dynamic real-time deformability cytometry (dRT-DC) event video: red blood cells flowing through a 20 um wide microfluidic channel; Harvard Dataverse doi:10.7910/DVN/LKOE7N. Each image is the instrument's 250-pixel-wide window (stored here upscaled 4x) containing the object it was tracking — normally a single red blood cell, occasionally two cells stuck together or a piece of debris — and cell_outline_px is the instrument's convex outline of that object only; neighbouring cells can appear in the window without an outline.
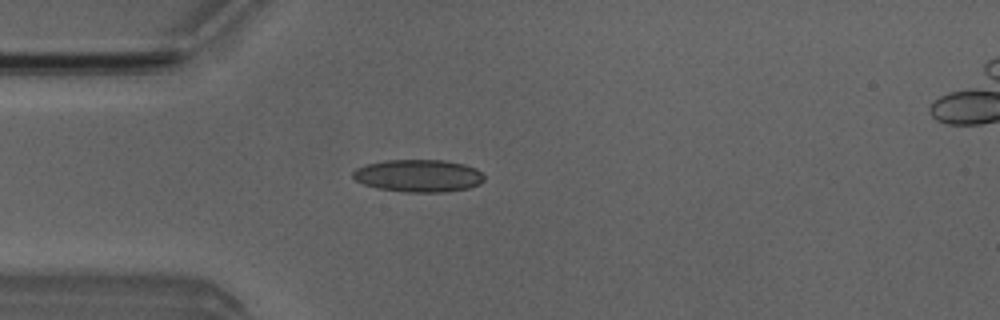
{"species": "Egyptian fruit bat (a non-hibernating species)", "species_latin": "Rousettus aegyptiacus", "temperature_condition": "room temperature", "stored_images_in_passage": 3, "camera_frame_rate_fps": 3000, "um_per_image_px": 0.085, "animal": {"sex": "male"}, "frame": {"image": 1, "passage_image": 3, "time_ms": 3.0, "image_size_px": [1000, 320], "cell_outline_px": [[484, 180], [480, 184], [468, 188], [444, 192], [404, 192], [376, 188], [364, 184], [356, 180], [352, 176], [352, 172], [356, 168], [368, 164], [384, 160], [444, 160], [464, 164], [476, 168], [484, 176]], "centroid_in_image_um": [35.57, 14.94], "position_along_channel_um": 49.4, "area_um2": 24.91}}